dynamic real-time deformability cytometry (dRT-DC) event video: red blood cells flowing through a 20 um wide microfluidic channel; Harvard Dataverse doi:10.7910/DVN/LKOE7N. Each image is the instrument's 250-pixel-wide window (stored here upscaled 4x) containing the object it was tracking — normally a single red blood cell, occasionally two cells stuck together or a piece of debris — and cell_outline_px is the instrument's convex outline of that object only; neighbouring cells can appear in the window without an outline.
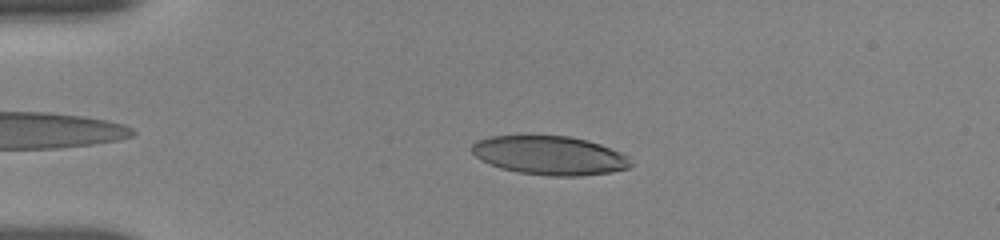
{"species": "human", "species_latin": "Homo sapiens", "temperature_condition": "room temperature", "stored_images_in_passage": 46, "camera_frame_rate_fps": 3000, "um_per_image_px": 0.085, "donor": {"sex": "female"}, "frame": {"image": 1, "passage_image": 10, "time_ms": 3.0, "image_size_px": [1000, 240], "cell_outline_px": [[632, 164], [628, 168], [608, 172], [580, 176], [548, 176], [520, 172], [500, 168], [480, 160], [472, 152], [472, 144], [476, 140], [488, 136], [568, 136], [588, 140], [600, 144], [620, 152], [628, 156]], "centroid_in_image_um": [46.7, 13.21], "position_along_channel_um": 38.3, "area_um2": 35.89}}
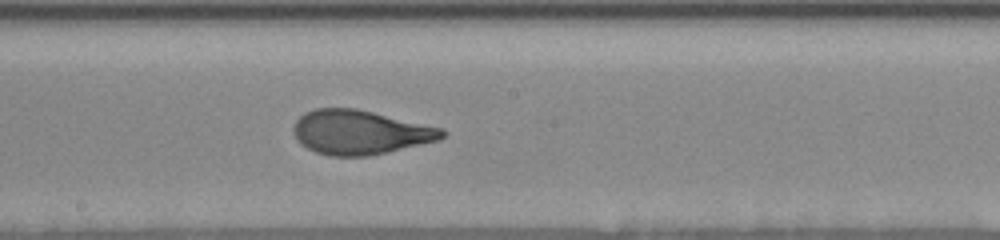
{"frame": {"image": 2, "passage_image": 28, "time_ms": 9.0, "image_size_px": [1000, 240], "cell_outline_px": [[448, 132], [440, 140], [368, 156], [328, 156], [316, 152], [300, 144], [292, 128], [296, 120], [304, 112], [316, 108], [356, 108], [444, 128]], "centroid_in_image_um": [30.61, 11.24], "position_along_channel_um": 217.6, "area_um2": 38.44}}
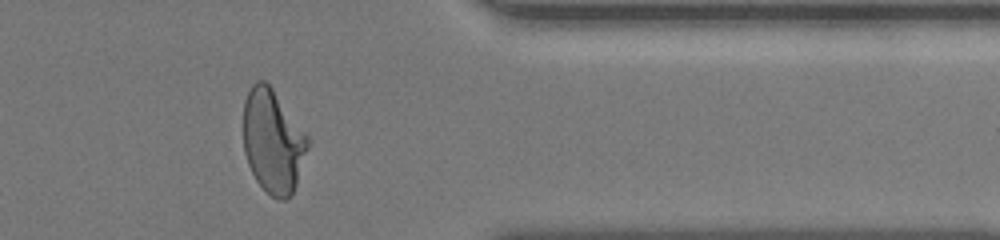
{"frame": {"image": 3, "passage_image": 43, "time_ms": 14.0, "image_size_px": [1000, 240], "cell_outline_px": [[308, 148], [296, 184], [292, 192], [284, 200], [280, 200], [272, 196], [256, 180], [248, 164], [244, 152], [244, 100], [252, 84], [256, 80], [264, 80], [272, 88], [308, 136]], "centroid_in_image_um": [23.18, 11.99], "position_along_channel_um": 388.2, "area_um2": 38.32}, "authors_computed_cell_mechanics": {"area_um2": 38.1769, "velocity_mm_per_s": 3.6477, "shape_relaxation_time_tau1_ms": 4.297, "shape_relaxation_time_tau2_ms": null, "deformation_change_tau1": 0.2104, "deformation_change_tau2": null}}